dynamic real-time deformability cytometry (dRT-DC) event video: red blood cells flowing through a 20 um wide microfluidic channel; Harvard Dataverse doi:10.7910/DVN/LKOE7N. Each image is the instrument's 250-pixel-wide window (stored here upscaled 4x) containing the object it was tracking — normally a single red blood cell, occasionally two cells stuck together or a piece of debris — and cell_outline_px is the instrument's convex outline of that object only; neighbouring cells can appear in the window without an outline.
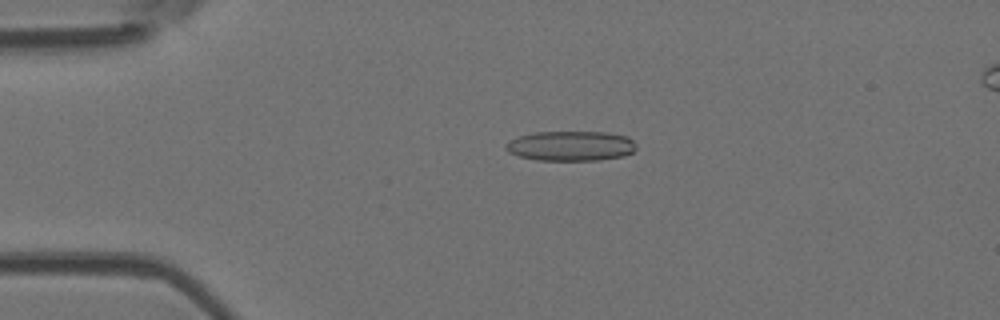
{"species": "Egyptian fruit bat (a non-hibernating species)", "species_latin": "Rousettus aegyptiacus", "temperature_condition": "room temperature", "stored_images_in_passage": 34, "camera_frame_rate_fps": 3000, "um_per_image_px": 0.085, "animal": {"sex": "female"}, "frame": {"image": 1, "passage_image": 10, "time_ms": 3.0, "image_size_px": [1000, 320], "cell_outline_px": [[636, 148], [632, 152], [624, 156], [600, 160], [536, 160], [520, 156], [508, 152], [504, 148], [504, 144], [520, 136], [536, 132], [604, 132], [628, 136], [636, 144]], "centroid_in_image_um": [48.53, 12.41], "position_along_channel_um": 36.5, "area_um2": 22.72}}
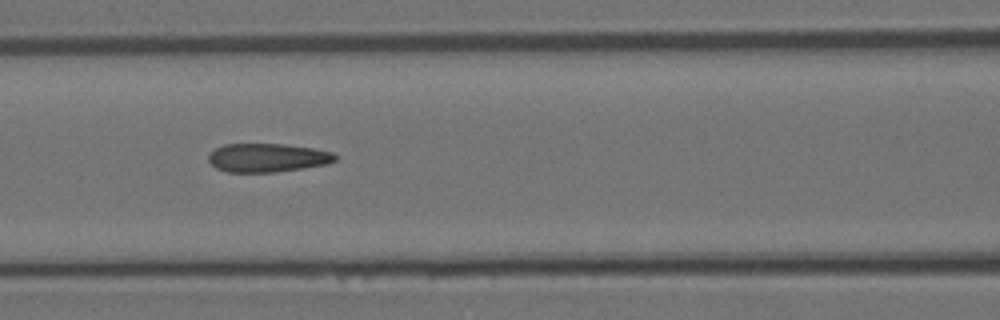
{"frame": {"image": 2, "passage_image": 21, "time_ms": 6.667, "image_size_px": [1000, 320], "cell_outline_px": [[336, 160], [328, 164], [304, 168], [276, 172], [228, 172], [216, 168], [208, 160], [208, 156], [216, 148], [224, 144], [284, 144], [312, 148], [332, 152], [336, 156]], "centroid_in_image_um": [22.74, 13.41], "position_along_channel_um": 143.9, "area_um2": 21.1}}
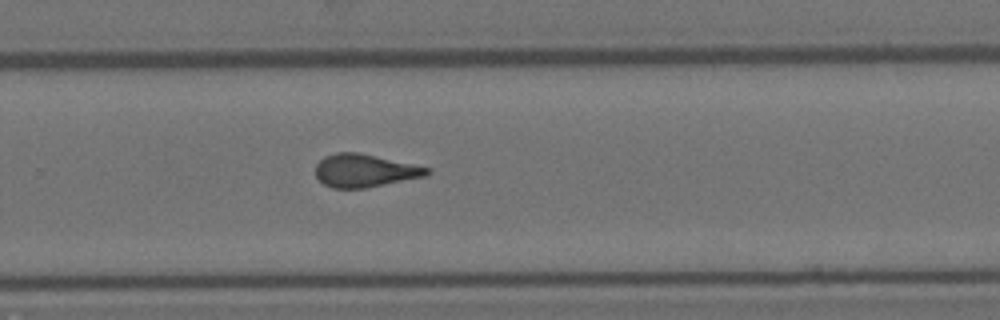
{"frame": {"image": 3, "passage_image": 33, "time_ms": 10.667, "image_size_px": [1000, 320], "cell_outline_px": [[432, 172], [428, 176], [364, 188], [332, 188], [324, 184], [316, 176], [316, 164], [324, 156], [336, 152], [356, 152], [432, 168]], "centroid_in_image_um": [31.02, 14.5], "position_along_channel_um": 298.8, "area_um2": 21.39}}